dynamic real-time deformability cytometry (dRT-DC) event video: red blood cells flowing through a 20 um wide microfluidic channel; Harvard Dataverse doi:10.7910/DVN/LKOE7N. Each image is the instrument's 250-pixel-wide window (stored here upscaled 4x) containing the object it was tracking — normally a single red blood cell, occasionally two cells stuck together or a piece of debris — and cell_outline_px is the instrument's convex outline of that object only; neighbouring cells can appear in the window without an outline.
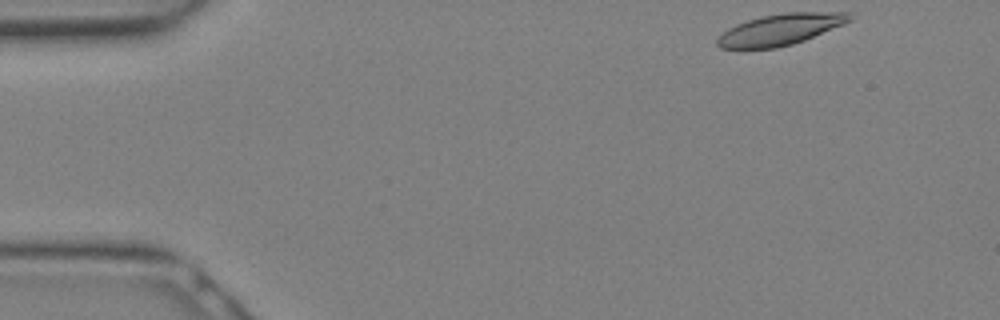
{"species": "Egyptian fruit bat (a non-hibernating species)", "species_latin": "Rousettus aegyptiacus", "temperature_condition": "warm", "stored_images_in_passage": 7, "camera_frame_rate_fps": 3000, "um_per_image_px": 0.085, "animal": {"sex": "female"}, "frame": {"image": 1, "passage_image": 1, "time_ms": 0.0, "image_size_px": [1000, 320], "cell_outline_px": [[852, 20], [844, 24], [804, 40], [792, 44], [776, 48], [720, 48], [716, 44], [716, 40], [728, 28], [736, 24], [748, 20], [764, 16], [784, 12], [848, 12], [852, 16]], "centroid_in_image_um": [66.34, 2.5], "position_along_channel_um": 18.7, "area_um2": 23.81}}